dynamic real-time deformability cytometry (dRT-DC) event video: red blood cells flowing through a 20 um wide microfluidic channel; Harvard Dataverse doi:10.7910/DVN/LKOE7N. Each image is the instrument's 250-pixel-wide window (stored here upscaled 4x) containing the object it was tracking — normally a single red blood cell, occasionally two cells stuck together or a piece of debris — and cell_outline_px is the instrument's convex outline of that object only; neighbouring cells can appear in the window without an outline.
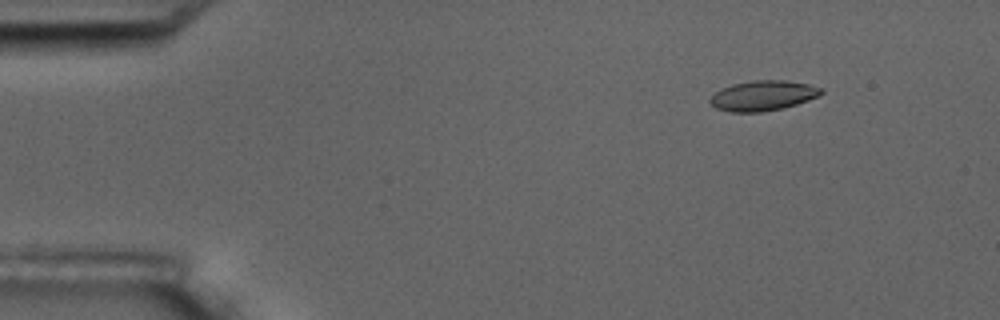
{"species": "common noctule bat (a hibernating species)", "species_latin": "Nyctalus noctula", "temperature_condition": "room temperature", "stored_images_in_passage": 4, "camera_frame_rate_fps": 3000, "um_per_image_px": 0.085, "animal": {"sex": "male", "body_mass_g": 17.5, "forearm_length_mm": 52.3}, "frame": {"image": 1, "passage_image": 2, "time_ms": 1.0, "image_size_px": [1000, 320], "cell_outline_px": [[824, 92], [808, 100], [784, 108], [760, 112], [732, 112], [716, 108], [708, 100], [716, 92], [732, 84], [752, 80], [784, 80], [808, 84], [820, 88]], "centroid_in_image_um": [64.84, 8.13], "position_along_channel_um": 20.2, "area_um2": 19.25}}
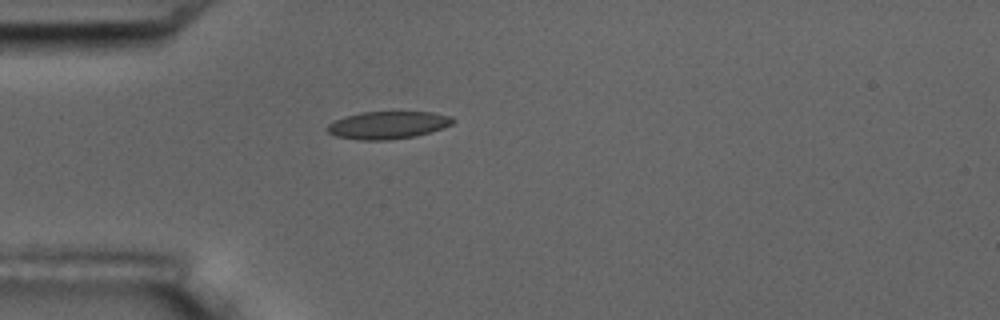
{"frame": {"image": 2, "passage_image": 4, "time_ms": 4.0, "image_size_px": [1000, 320], "cell_outline_px": [[456, 120], [452, 124], [444, 128], [416, 136], [388, 140], [360, 140], [336, 136], [328, 132], [324, 128], [332, 120], [344, 116], [360, 112], [432, 112], [452, 116]], "centroid_in_image_um": [32.95, 10.63], "position_along_channel_um": 52.0, "area_um2": 20.46}}